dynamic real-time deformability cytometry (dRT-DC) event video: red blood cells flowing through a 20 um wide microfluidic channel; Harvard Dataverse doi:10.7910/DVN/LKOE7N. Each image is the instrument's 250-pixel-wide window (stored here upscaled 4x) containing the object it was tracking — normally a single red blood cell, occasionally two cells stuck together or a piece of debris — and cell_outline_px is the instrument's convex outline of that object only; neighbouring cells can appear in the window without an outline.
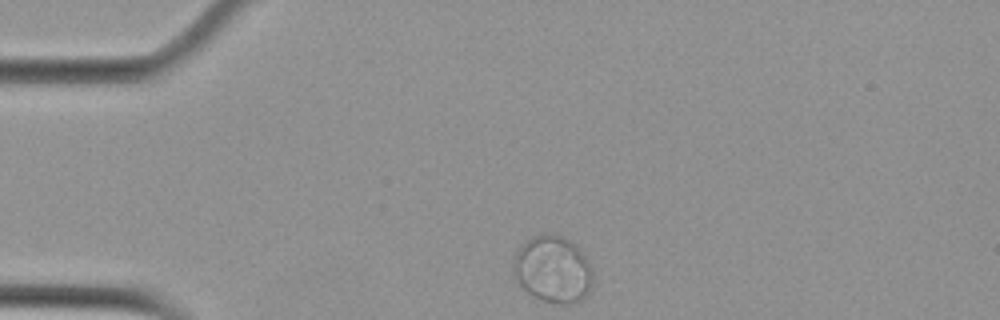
{"species": "Egyptian fruit bat (a non-hibernating species)", "species_latin": "Rousettus aegyptiacus", "temperature_condition": "cold", "stored_images_in_passage": 41, "camera_frame_rate_fps": 3000, "um_per_image_px": 0.085, "animal": {"sex": "female"}, "frame": {"image": 1, "passage_image": 1, "time_ms": 0.0, "image_size_px": [1000, 320], "cell_outline_px": [[592, 288], [588, 296], [576, 304], [560, 304], [544, 300], [532, 296], [516, 280], [512, 272], [512, 264], [516, 252], [532, 236], [540, 232], [552, 232], [564, 236], [572, 240], [584, 256], [592, 268]], "centroid_in_image_um": [47.01, 22.88], "position_along_channel_um": 38.0, "area_um2": 31.62}}
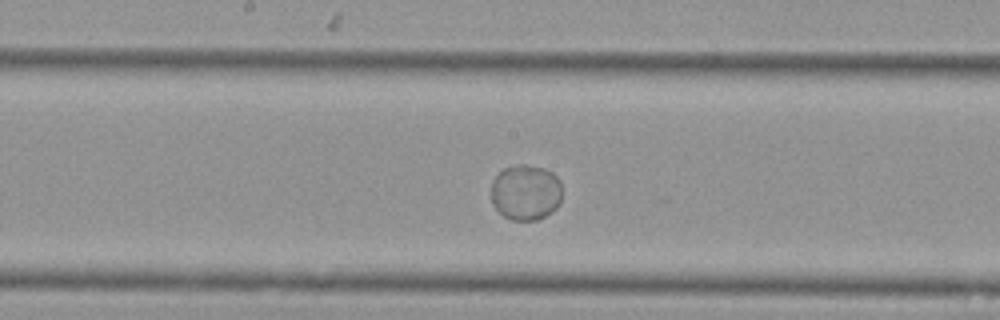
{"frame": {"image": 2, "passage_image": 18, "time_ms": 5.667, "image_size_px": [1000, 320], "cell_outline_px": [[560, 204], [552, 212], [536, 220], [512, 220], [504, 216], [492, 204], [492, 180], [504, 168], [516, 164], [524, 164], [544, 168], [552, 172], [560, 180]], "centroid_in_image_um": [44.68, 16.34], "position_along_channel_um": 203.5, "area_um2": 23.0}}
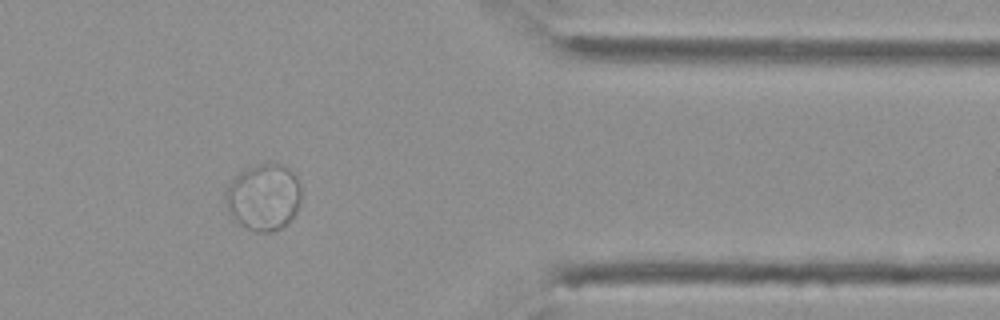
{"frame": {"image": 3, "passage_image": 35, "time_ms": 11.333, "image_size_px": [1000, 320], "cell_outline_px": [[300, 204], [296, 212], [280, 228], [272, 232], [256, 232], [232, 220], [228, 212], [224, 200], [224, 196], [228, 184], [244, 168], [256, 164], [280, 164], [288, 168], [296, 176], [300, 184]], "centroid_in_image_um": [22.37, 16.75], "position_along_channel_um": 389.0, "area_um2": 29.54}}